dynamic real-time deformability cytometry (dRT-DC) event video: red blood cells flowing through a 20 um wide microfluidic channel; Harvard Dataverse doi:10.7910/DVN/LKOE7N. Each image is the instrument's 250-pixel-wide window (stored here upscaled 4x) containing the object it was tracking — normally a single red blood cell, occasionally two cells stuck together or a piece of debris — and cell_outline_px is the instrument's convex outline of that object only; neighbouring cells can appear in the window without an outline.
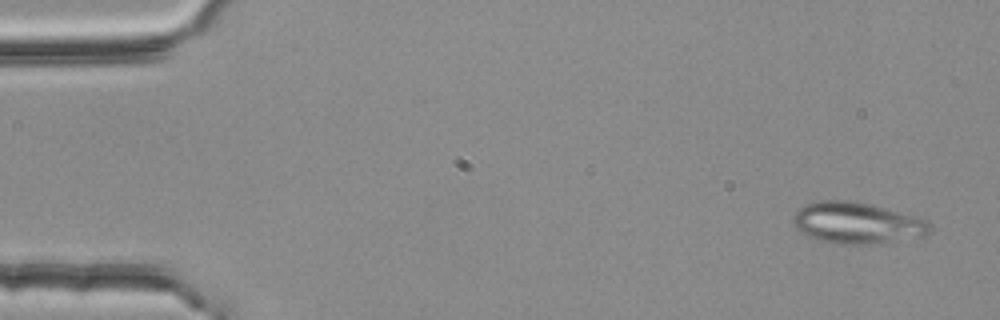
{"species": "common noctule bat (a hibernating species)", "species_latin": "Nyctalus noctula", "temperature_condition": "room temperature", "stored_images_in_passage": 4, "camera_frame_rate_fps": 3000, "um_per_image_px": 0.085, "animal": {"sex": "female", "body_mass_g": 25.1}, "frame": {"image": 1, "passage_image": 1, "time_ms": 0.0, "image_size_px": [1000, 320], "cell_outline_px": [[932, 228], [924, 236], [872, 244], [844, 244], [824, 240], [808, 236], [800, 232], [796, 228], [792, 220], [796, 212], [804, 204], [820, 200], [848, 200], [872, 204], [928, 220]], "centroid_in_image_um": [72.85, 18.93], "position_along_channel_um": 12.2, "area_um2": 32.71}}